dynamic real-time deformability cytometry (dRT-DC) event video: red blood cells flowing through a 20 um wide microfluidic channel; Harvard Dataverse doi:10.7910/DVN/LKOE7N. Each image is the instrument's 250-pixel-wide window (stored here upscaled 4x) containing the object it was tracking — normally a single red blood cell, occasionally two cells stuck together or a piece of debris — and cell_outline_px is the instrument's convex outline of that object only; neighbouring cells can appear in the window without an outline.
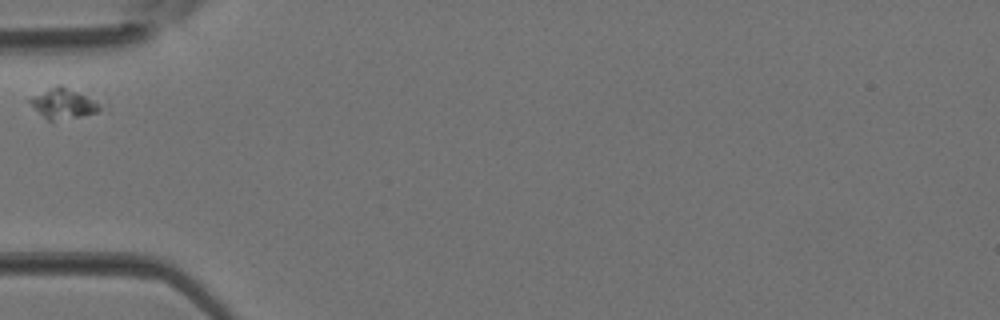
{"species": "Egyptian fruit bat (a non-hibernating species)", "species_latin": "Rousettus aegyptiacus", "temperature_condition": "room temperature", "stored_images_in_passage": 1, "camera_frame_rate_fps": 3000, "um_per_image_px": 0.085, "animal": {"sex": "female"}, "frame": {"image": 1, "passage_image": 1, "time_ms": 0.0, "image_size_px": [1000, 320], "cell_outline_px": [[100, 108], [96, 112], [52, 124], [28, 104], [28, 100], [48, 88], [56, 84], [60, 84], [100, 104]], "centroid_in_image_um": [5.29, 8.86], "position_along_channel_um": 79.7, "area_um2": 12.31}}